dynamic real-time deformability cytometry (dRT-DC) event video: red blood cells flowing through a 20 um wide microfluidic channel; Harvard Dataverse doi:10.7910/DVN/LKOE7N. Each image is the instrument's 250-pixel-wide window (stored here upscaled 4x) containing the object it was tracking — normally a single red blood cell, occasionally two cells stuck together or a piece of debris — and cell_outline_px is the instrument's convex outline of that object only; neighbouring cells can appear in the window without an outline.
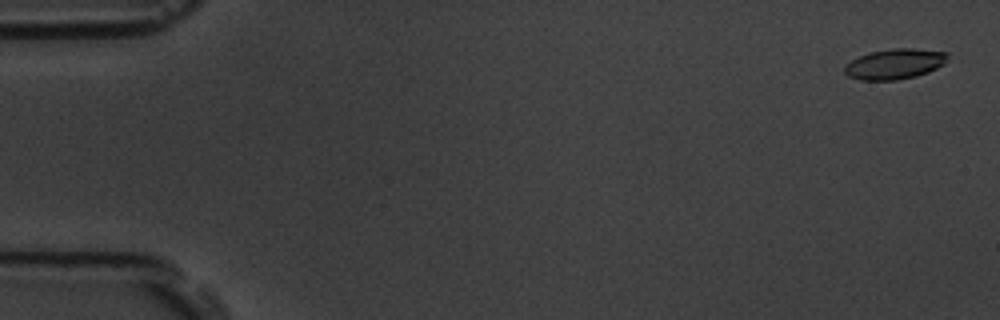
{"species": "common noctule bat (a hibernating species)", "species_latin": "Nyctalus noctula", "temperature_condition": "room temperature", "stored_images_in_passage": 14, "camera_frame_rate_fps": 3000, "um_per_image_px": 0.085, "animal": {"sex": "male", "body_mass_g": 19.5, "forearm_length_mm": 54.6}, "frame": {"image": 1, "passage_image": 2, "time_ms": 0.333, "image_size_px": [1000, 320], "cell_outline_px": [[948, 56], [944, 64], [928, 72], [916, 76], [896, 80], [860, 80], [848, 76], [844, 72], [844, 68], [852, 60], [860, 56], [872, 52], [892, 48], [912, 48], [948, 52]], "centroid_in_image_um": [76.07, 5.44], "position_along_channel_um": 8.9, "area_um2": 18.09}}